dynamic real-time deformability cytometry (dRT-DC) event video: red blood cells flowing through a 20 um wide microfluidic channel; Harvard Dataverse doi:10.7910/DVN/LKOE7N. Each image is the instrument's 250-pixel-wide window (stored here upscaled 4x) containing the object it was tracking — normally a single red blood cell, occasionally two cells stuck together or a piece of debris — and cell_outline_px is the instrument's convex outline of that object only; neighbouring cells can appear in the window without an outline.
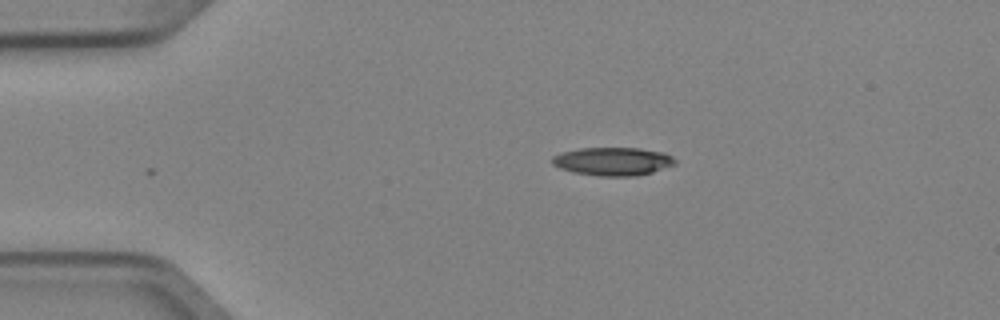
{"species": "Egyptian fruit bat (a non-hibernating species)", "species_latin": "Rousettus aegyptiacus", "temperature_condition": "cold", "stored_images_in_passage": 2, "camera_frame_rate_fps": 3000, "um_per_image_px": 0.085, "animal": {"sex": "female"}, "frame": {"image": 1, "passage_image": 1, "time_ms": 0.0, "image_size_px": [1000, 320], "cell_outline_px": [[676, 164], [652, 172], [636, 176], [600, 176], [572, 172], [560, 168], [552, 164], [552, 156], [564, 152], [580, 148], [640, 148], [664, 152], [672, 156], [676, 160]], "centroid_in_image_um": [52.11, 13.72], "position_along_channel_um": 32.9, "area_um2": 20.23}}